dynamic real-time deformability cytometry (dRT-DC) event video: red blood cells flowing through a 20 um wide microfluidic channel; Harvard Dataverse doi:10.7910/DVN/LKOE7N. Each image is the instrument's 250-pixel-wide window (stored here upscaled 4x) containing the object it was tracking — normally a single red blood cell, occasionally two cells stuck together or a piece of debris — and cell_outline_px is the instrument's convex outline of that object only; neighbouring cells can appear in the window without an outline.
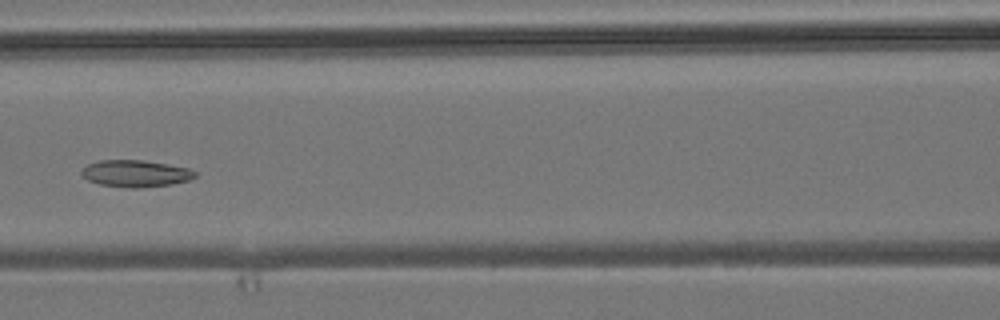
{"species": "common noctule bat (a hibernating species)", "species_latin": "Nyctalus noctula", "temperature_condition": "room temperature", "stored_images_in_passage": 6, "camera_frame_rate_fps": 3000, "um_per_image_px": 0.085, "animal": {"sex": "male", "body_mass_g": 19.2, "forearm_length_mm": 51.8}, "frame": {"image": 1, "passage_image": 6, "time_ms": 5.667, "image_size_px": [1000, 320], "cell_outline_px": [[196, 176], [188, 180], [172, 184], [140, 188], [132, 188], [100, 184], [88, 180], [80, 172], [88, 164], [100, 160], [144, 160], [168, 164], [188, 168], [196, 172]], "centroid_in_image_um": [11.54, 14.74], "position_along_channel_um": 155.1, "area_um2": 17.63}}